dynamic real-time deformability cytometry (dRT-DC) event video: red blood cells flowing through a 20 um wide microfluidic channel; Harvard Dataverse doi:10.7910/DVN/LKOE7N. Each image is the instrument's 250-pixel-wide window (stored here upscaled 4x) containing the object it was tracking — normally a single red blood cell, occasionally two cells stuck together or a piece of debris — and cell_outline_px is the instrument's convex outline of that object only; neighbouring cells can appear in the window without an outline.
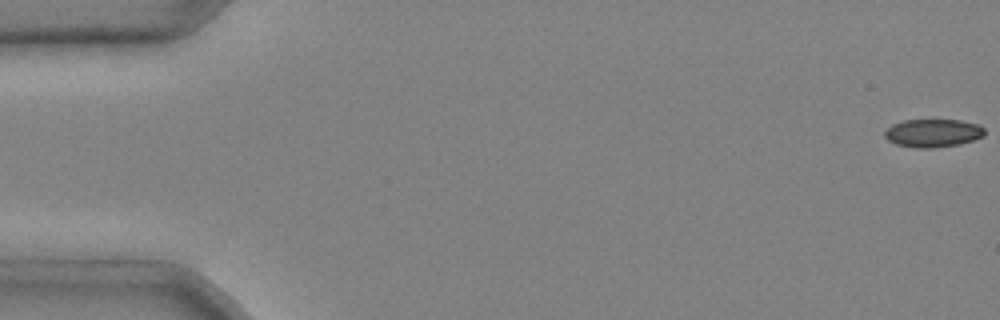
{"species": "common noctule bat (a hibernating species)", "species_latin": "Nyctalus noctula", "temperature_condition": "cold", "stored_images_in_passage": 6, "camera_frame_rate_fps": 3000, "um_per_image_px": 0.085, "animal": {"sex": "male", "body_mass_g": 20.4}, "frame": {"image": 1, "passage_image": 1, "time_ms": 0.0, "image_size_px": [1000, 320], "cell_outline_px": [[984, 136], [960, 144], [936, 148], [916, 148], [896, 144], [888, 140], [884, 136], [884, 132], [892, 124], [904, 120], [960, 120], [976, 124], [984, 128]], "centroid_in_image_um": [79.28, 11.31], "position_along_channel_um": 5.7, "area_um2": 16.36}}
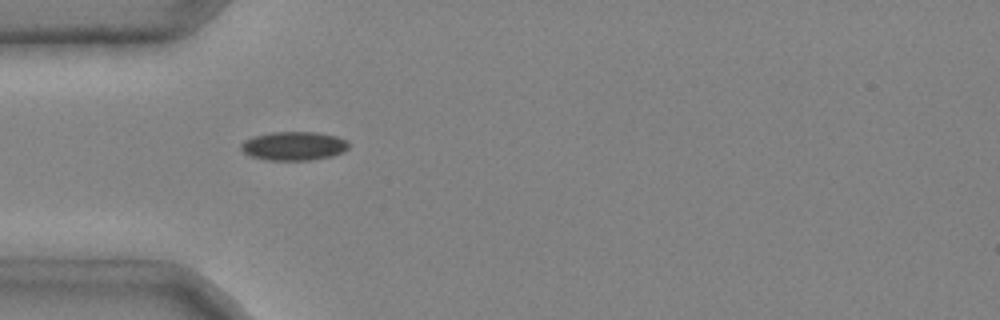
{"frame": {"image": 2, "passage_image": 5, "time_ms": 1.333, "image_size_px": [1000, 320], "cell_outline_px": [[348, 148], [332, 156], [308, 160], [268, 160], [252, 156], [244, 152], [240, 148], [240, 144], [244, 140], [252, 136], [272, 132], [316, 132], [336, 136], [348, 140]], "centroid_in_image_um": [24.95, 12.39], "position_along_channel_um": 60.1, "area_um2": 17.98}}